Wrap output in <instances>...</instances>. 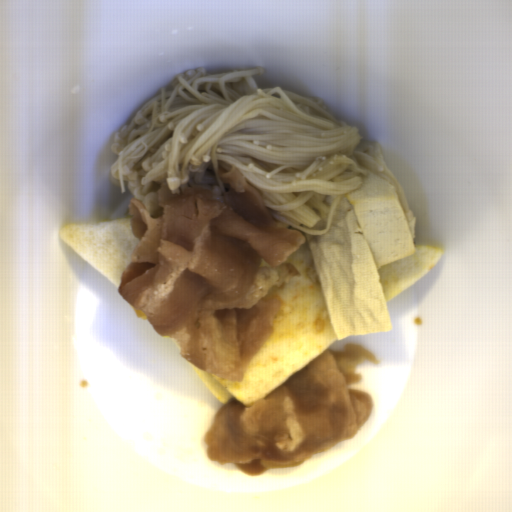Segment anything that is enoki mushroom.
<instances>
[{
  "label": "enoki mushroom",
  "instance_id": "enoki-mushroom-1",
  "mask_svg": "<svg viewBox=\"0 0 512 512\" xmlns=\"http://www.w3.org/2000/svg\"><path fill=\"white\" fill-rule=\"evenodd\" d=\"M264 72L200 65L149 97L113 135L109 176L120 193L142 200L166 184L173 196L188 189L223 195L221 173L232 164L272 218L322 238L338 202L376 172L394 186L411 223L402 184L380 143L367 141L319 97L259 87Z\"/></svg>",
  "mask_w": 512,
  "mask_h": 512
}]
</instances>
